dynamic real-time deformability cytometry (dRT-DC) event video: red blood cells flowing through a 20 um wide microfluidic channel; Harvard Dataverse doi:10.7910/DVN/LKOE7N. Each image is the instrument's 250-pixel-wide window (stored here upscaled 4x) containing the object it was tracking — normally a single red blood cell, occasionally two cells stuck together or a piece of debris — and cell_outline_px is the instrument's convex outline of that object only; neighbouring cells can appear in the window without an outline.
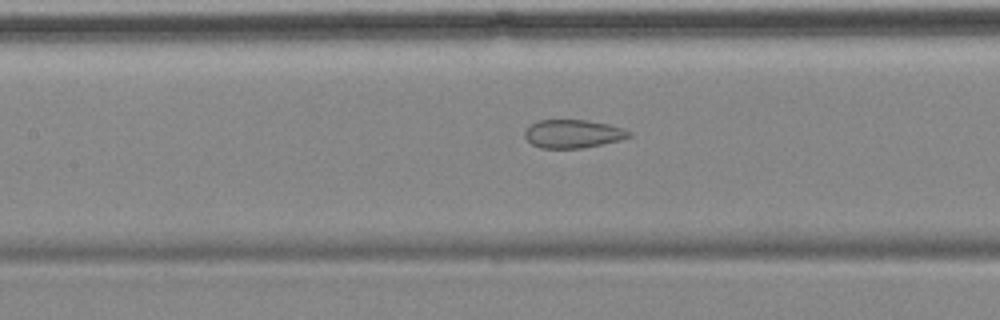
{"species": "common noctule bat (a hibernating species)", "species_latin": "Nyctalus noctula", "temperature_condition": "cold", "stored_images_in_passage": 7, "camera_frame_rate_fps": 3000, "um_per_image_px": 0.085, "animal": {"sex": "female", "body_mass_g": 18.4}, "frame": {"image": 1, "passage_image": 7, "time_ms": 8.0, "image_size_px": [1000, 320], "cell_outline_px": [[632, 136], [620, 140], [584, 148], [540, 148], [532, 144], [524, 136], [524, 132], [528, 124], [536, 120], [588, 120], [608, 124], [624, 128], [632, 132]], "centroid_in_image_um": [48.69, 11.36], "position_along_channel_um": 158.7, "area_um2": 17.46}}